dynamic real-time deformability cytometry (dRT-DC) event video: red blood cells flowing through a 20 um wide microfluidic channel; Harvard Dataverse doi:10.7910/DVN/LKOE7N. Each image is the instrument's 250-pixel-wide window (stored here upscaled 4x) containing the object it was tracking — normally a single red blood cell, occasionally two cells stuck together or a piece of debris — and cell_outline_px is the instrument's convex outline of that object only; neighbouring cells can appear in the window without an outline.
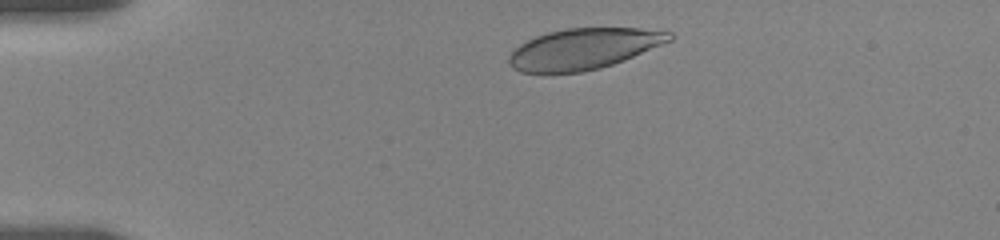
{"species": "human", "species_latin": "Homo sapiens", "temperature_condition": "room temperature", "stored_images_in_passage": 24, "camera_frame_rate_fps": 3000, "um_per_image_px": 0.085, "donor": {"sex": "female"}, "frame": {"image": 1, "passage_image": 3, "time_ms": 1.0, "image_size_px": [1000, 240], "cell_outline_px": [[676, 36], [672, 40], [624, 60], [600, 68], [580, 72], [520, 72], [512, 68], [508, 64], [508, 56], [520, 44], [536, 36], [548, 32], [568, 28], [640, 28], [672, 32]], "centroid_in_image_um": [49.62, 4.14], "position_along_channel_um": 35.4, "area_um2": 38.09}}
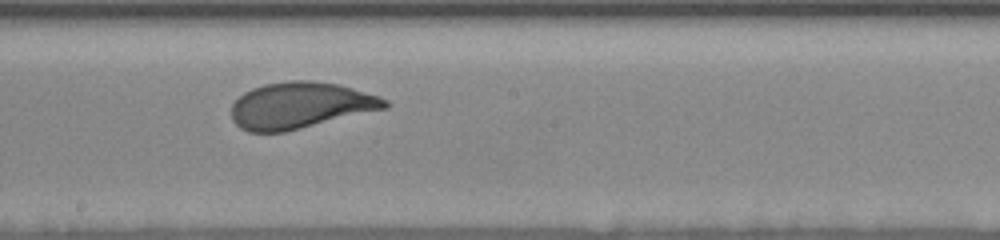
{"frame": {"image": 2, "passage_image": 14, "time_ms": 7.667, "image_size_px": [1000, 240], "cell_outline_px": [[388, 108], [284, 132], [248, 132], [240, 128], [232, 120], [232, 104], [244, 92], [252, 88], [264, 84], [288, 80], [308, 80], [340, 84], [380, 96], [388, 100]], "centroid_in_image_um": [25.53, 8.95], "position_along_channel_um": 222.7, "area_um2": 41.62}}
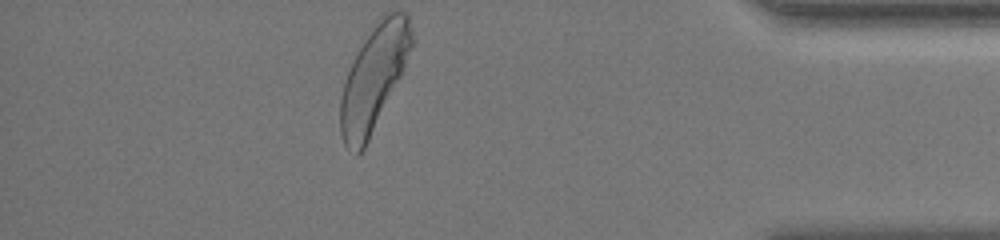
{"frame": {"image": 3, "passage_image": 24, "time_ms": 13.667, "image_size_px": [1000, 240], "cell_outline_px": [[412, 44], [400, 76], [364, 148], [356, 156], [344, 144], [340, 132], [340, 100], [344, 84], [348, 72], [364, 40], [376, 20], [384, 12], [404, 12], [408, 16], [412, 32]], "centroid_in_image_um": [31.76, 6.62], "position_along_channel_um": 403.4, "area_um2": 42.37}, "authors_computed_cell_mechanics": {"area_um2": 41.2114, "velocity_mm_per_s": 3.5742, "shape_relaxation_time_tau1_ms": 2.9227, "shape_relaxation_time_tau2_ms": null, "deformation_change_tau1": 0.1438, "deformation_change_tau2": null}}